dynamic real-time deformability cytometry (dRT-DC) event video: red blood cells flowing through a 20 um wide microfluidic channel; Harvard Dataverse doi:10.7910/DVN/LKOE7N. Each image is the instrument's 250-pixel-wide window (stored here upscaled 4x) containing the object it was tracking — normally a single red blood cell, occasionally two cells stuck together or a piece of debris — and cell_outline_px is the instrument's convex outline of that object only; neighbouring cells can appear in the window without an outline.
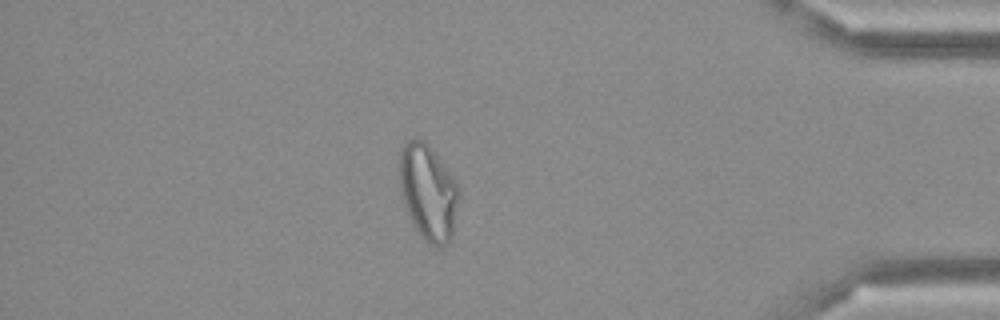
{"species": "Egyptian fruit bat (a non-hibernating species)", "species_latin": "Rousettus aegyptiacus", "temperature_condition": "cold", "stored_images_in_passage": 49, "camera_frame_rate_fps": 3000, "um_per_image_px": 0.085, "frame": {"image": 1, "passage_image": 42, "time_ms": 13.667, "image_size_px": [1000, 320], "cell_outline_px": [[460, 192], [452, 240], [448, 244], [440, 248], [436, 248], [428, 244], [420, 236], [412, 224], [404, 204], [400, 188], [396, 168], [400, 148], [408, 140], [424, 140], [428, 144], [456, 180], [460, 188]], "centroid_in_image_um": [36.38, 16.37], "position_along_channel_um": 398.8, "area_um2": 34.16}}